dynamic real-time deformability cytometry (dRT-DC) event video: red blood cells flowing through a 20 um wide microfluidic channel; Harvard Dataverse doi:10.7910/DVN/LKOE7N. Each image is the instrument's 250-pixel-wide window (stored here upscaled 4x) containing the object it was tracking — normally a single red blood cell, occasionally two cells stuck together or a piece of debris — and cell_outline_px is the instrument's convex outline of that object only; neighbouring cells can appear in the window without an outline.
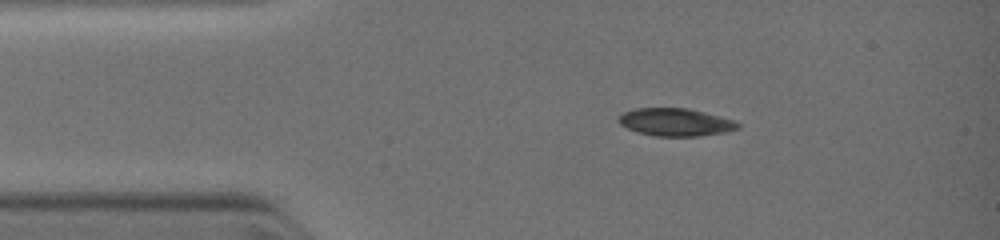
{"species": "common noctule bat (a hibernating species)", "species_latin": "Nyctalus noctula", "temperature_condition": "warm", "stored_images_in_passage": 4, "camera_frame_rate_fps": 3000, "um_per_image_px": 0.085, "animal": {"sex": "female", "body_mass_g": 19.0, "forearm_length_mm": 51.5}, "frame": {"image": 1, "passage_image": 1, "time_ms": 0.0, "image_size_px": [1000, 240], "cell_outline_px": [[740, 124], [736, 128], [720, 132], [696, 136], [652, 136], [636, 132], [620, 124], [620, 116], [624, 112], [636, 108], [688, 108], [732, 120]], "centroid_in_image_um": [57.34, 10.38], "position_along_channel_um": 27.7, "area_um2": 18.73}}